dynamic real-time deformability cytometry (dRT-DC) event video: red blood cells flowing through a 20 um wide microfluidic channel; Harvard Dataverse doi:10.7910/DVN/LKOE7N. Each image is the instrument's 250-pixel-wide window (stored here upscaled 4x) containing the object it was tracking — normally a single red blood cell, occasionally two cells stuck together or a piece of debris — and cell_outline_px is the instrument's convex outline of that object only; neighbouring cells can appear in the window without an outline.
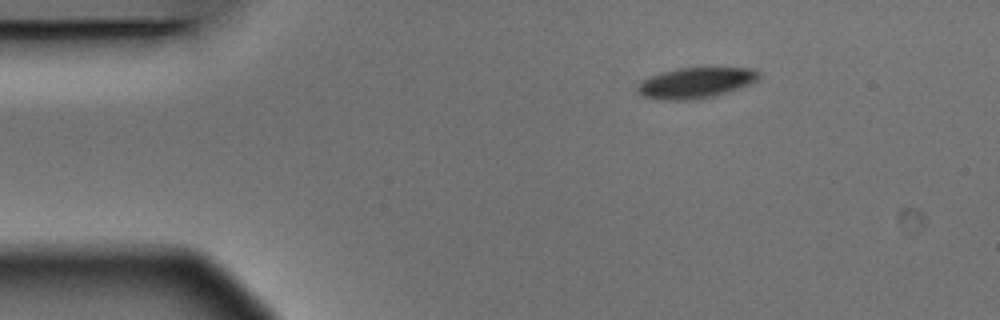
{"species": "Egyptian fruit bat (a non-hibernating species)", "species_latin": "Rousettus aegyptiacus", "temperature_condition": "warm", "stored_images_in_passage": 3, "camera_frame_rate_fps": 3000, "um_per_image_px": 0.085, "animal": {"sex": "male"}, "frame": {"image": 1, "passage_image": 1, "time_ms": 0.0, "image_size_px": [1000, 320], "cell_outline_px": [[760, 76], [752, 84], [712, 96], [688, 100], [656, 100], [644, 96], [636, 92], [636, 88], [640, 80], [676, 68], [756, 68], [760, 72]], "centroid_in_image_um": [59.12, 7.04], "position_along_channel_um": 25.9, "area_um2": 21.68}}
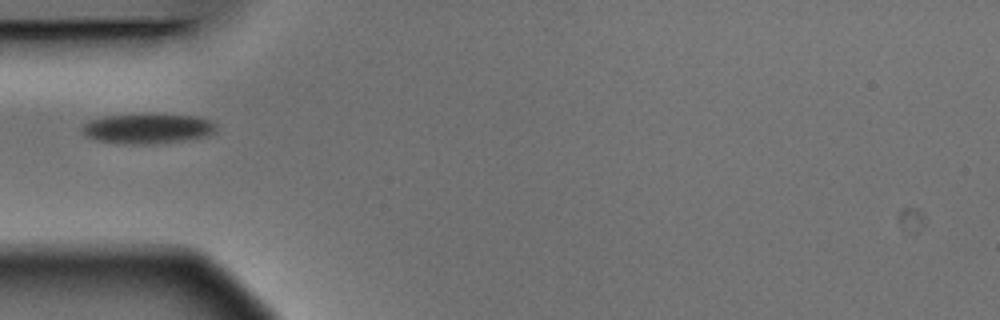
{"frame": {"image": 2, "passage_image": 3, "time_ms": 0.667, "image_size_px": [1000, 320], "cell_outline_px": [[216, 128], [208, 136], [184, 140], [156, 144], [124, 144], [96, 140], [88, 136], [80, 128], [84, 124], [92, 120], [104, 116], [144, 112], [196, 116], [212, 120], [216, 124]], "centroid_in_image_um": [12.58, 10.9], "position_along_channel_um": 72.4, "area_um2": 24.04}}